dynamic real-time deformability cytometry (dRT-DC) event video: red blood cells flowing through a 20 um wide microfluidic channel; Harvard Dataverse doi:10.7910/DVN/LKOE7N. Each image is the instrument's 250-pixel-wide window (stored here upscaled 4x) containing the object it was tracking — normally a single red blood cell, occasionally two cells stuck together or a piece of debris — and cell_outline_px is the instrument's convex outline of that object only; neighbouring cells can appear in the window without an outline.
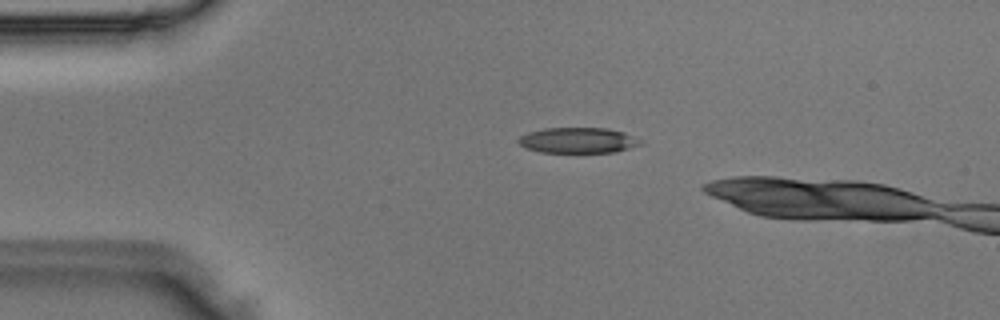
{"species": "Egyptian fruit bat (a non-hibernating species)", "species_latin": "Rousettus aegyptiacus", "temperature_condition": "room temperature", "stored_images_in_passage": 3, "camera_frame_rate_fps": 3000, "um_per_image_px": 0.085, "animal": {"sex": "male"}, "frame": {"image": 1, "passage_image": 1, "time_ms": 0.0, "image_size_px": [1000, 320], "cell_outline_px": [[644, 144], [616, 152], [540, 152], [524, 148], [516, 140], [520, 136], [528, 132], [544, 128], [608, 128], [624, 132], [644, 140]], "centroid_in_image_um": [49.16, 11.92], "position_along_channel_um": 35.8, "area_um2": 18.44}}